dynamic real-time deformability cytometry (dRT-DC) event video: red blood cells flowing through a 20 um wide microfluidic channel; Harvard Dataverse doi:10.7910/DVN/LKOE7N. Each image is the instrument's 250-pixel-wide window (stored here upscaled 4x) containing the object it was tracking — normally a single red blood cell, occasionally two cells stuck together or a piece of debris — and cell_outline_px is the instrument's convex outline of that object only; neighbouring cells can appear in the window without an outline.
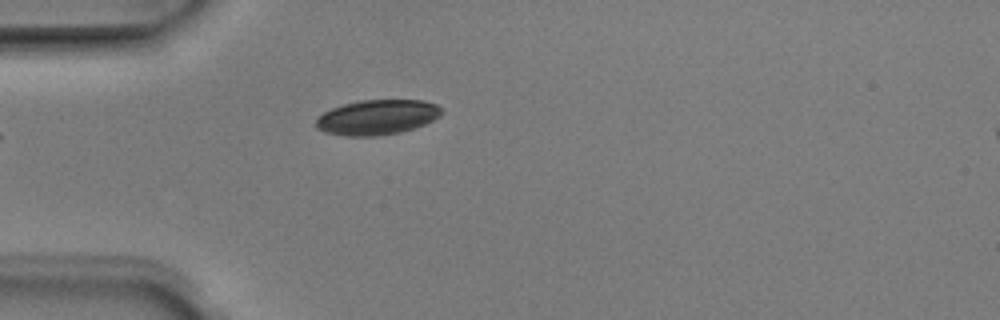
{"species": "Egyptian fruit bat (a non-hibernating species)", "species_latin": "Rousettus aegyptiacus", "temperature_condition": "room temperature", "stored_images_in_passage": 1, "camera_frame_rate_fps": 3000, "um_per_image_px": 0.085, "animal": {"sex": "male"}, "frame": {"image": 1, "passage_image": 1, "time_ms": 0.0, "image_size_px": [1000, 320], "cell_outline_px": [[444, 112], [440, 116], [424, 124], [400, 132], [376, 136], [348, 136], [324, 132], [316, 128], [316, 120], [324, 112], [332, 108], [344, 104], [360, 100], [424, 100], [436, 104]], "centroid_in_image_um": [32.06, 9.96], "position_along_channel_um": 52.9, "area_um2": 25.49}}